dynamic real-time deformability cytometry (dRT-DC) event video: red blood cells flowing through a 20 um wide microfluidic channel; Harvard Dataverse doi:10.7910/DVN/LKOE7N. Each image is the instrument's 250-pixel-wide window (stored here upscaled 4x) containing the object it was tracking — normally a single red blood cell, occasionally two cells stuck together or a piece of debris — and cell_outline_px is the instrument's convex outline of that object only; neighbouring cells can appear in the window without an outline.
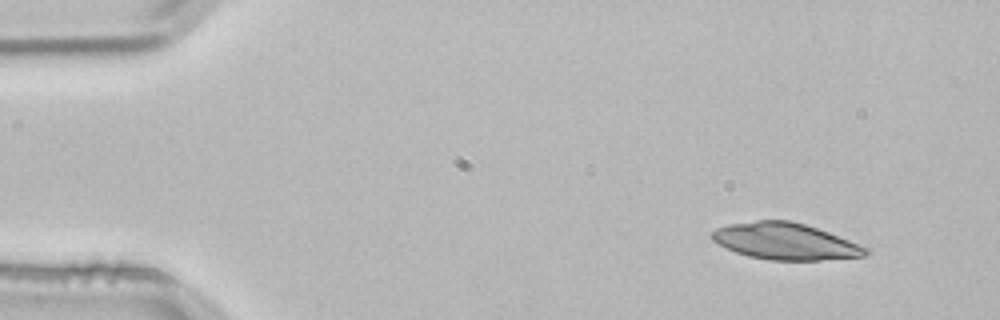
{"species": "common noctule bat (a hibernating species)", "species_latin": "Nyctalus noctula", "temperature_condition": "room temperature", "stored_images_in_passage": 3, "camera_frame_rate_fps": 3000, "um_per_image_px": 0.085, "animal": {"sex": "male", "body_mass_g": 21.5, "forearm_length_mm": 52.0}, "frame": {"image": 1, "passage_image": 3, "time_ms": 0.667, "image_size_px": [1000, 320], "cell_outline_px": [[872, 252], [864, 256], [820, 260], [768, 260], [748, 256], [736, 252], [712, 240], [708, 236], [716, 228], [728, 224], [756, 220], [788, 220], [804, 224], [828, 232], [868, 248]], "centroid_in_image_um": [66.72, 20.51], "position_along_channel_um": 18.3, "area_um2": 32.66}}